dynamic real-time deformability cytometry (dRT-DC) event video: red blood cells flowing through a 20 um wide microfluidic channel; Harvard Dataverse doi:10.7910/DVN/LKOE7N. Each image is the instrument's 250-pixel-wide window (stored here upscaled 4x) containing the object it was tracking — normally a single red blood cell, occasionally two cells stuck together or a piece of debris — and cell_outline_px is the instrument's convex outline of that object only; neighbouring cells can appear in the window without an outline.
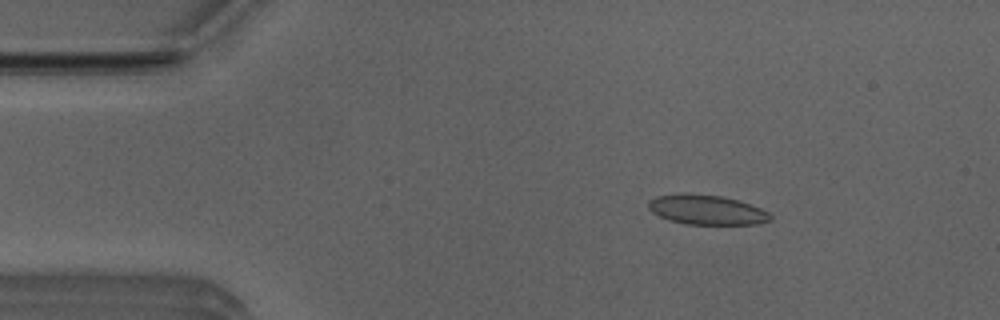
{"species": "Egyptian fruit bat (a non-hibernating species)", "species_latin": "Rousettus aegyptiacus", "temperature_condition": "room temperature", "stored_images_in_passage": 16, "camera_frame_rate_fps": 3000, "um_per_image_px": 0.085, "animal": {"sex": "male"}, "frame": {"image": 1, "passage_image": 5, "time_ms": 1.333, "image_size_px": [1000, 320], "cell_outline_px": [[772, 220], [756, 224], [688, 224], [672, 220], [660, 216], [652, 212], [648, 208], [648, 200], [656, 196], [720, 196], [736, 200], [760, 208], [768, 212], [772, 216]], "centroid_in_image_um": [60.12, 17.88], "position_along_channel_um": 24.9, "area_um2": 20.06}}